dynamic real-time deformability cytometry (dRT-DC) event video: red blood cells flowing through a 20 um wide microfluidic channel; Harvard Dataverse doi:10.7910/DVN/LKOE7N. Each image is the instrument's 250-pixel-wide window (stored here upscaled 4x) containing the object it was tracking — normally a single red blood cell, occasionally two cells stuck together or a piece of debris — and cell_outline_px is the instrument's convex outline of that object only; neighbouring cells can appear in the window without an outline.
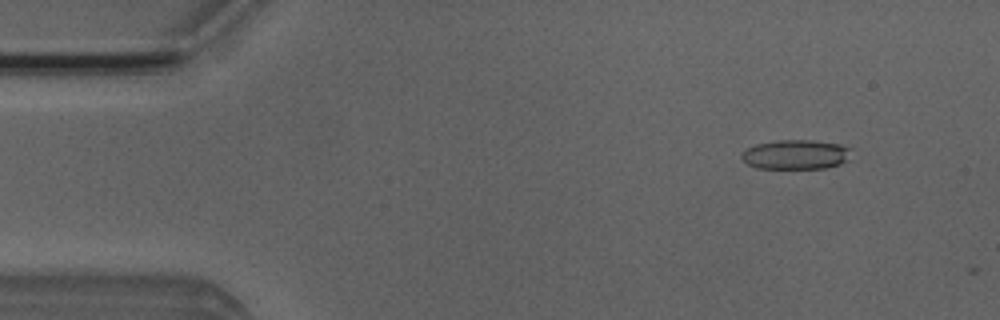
{"species": "Egyptian fruit bat (a non-hibernating species)", "species_latin": "Rousettus aegyptiacus", "temperature_condition": "room temperature", "stored_images_in_passage": 3, "camera_frame_rate_fps": 3000, "um_per_image_px": 0.085, "animal": {"sex": "male"}, "frame": {"image": 1, "passage_image": 2, "time_ms": 1.0, "image_size_px": [1000, 320], "cell_outline_px": [[852, 160], [840, 164], [824, 168], [756, 168], [748, 164], [740, 156], [748, 148], [756, 144], [776, 140], [812, 140], [840, 144], [852, 148]], "centroid_in_image_um": [67.73, 13.13], "position_along_channel_um": 17.3, "area_um2": 19.07}}